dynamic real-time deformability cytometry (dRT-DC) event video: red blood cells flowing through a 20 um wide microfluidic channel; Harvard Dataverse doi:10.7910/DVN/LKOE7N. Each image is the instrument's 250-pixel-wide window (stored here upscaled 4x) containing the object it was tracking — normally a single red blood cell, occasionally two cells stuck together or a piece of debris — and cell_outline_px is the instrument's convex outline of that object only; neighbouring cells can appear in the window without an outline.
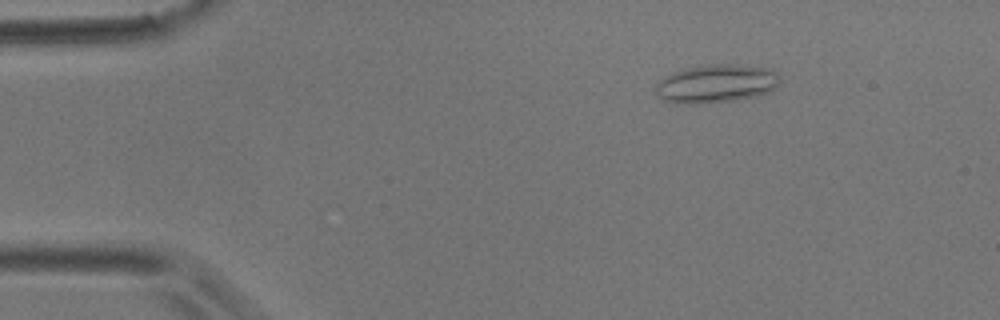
{"species": "common noctule bat (a hibernating species)", "species_latin": "Nyctalus noctula", "temperature_condition": "room temperature", "stored_images_in_passage": 51, "camera_frame_rate_fps": 3000, "um_per_image_px": 0.085, "animal": {"sex": "male", "body_mass_g": 17.9}, "frame": {"image": 1, "passage_image": 4, "time_ms": 1.0, "image_size_px": [1000, 320], "cell_outline_px": [[780, 80], [768, 92], [756, 96], [732, 100], [696, 104], [676, 104], [664, 100], [656, 92], [656, 84], [660, 80], [684, 68], [708, 64], [732, 64], [772, 68], [780, 76]], "centroid_in_image_um": [60.88, 7.1], "position_along_channel_um": 24.1, "area_um2": 27.57}}
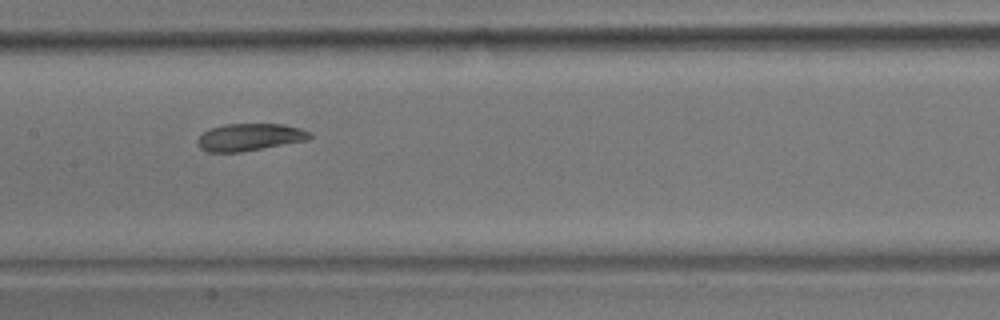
{"frame": {"image": 2, "passage_image": 23, "time_ms": 7.333, "image_size_px": [1000, 320], "cell_outline_px": [[312, 136], [308, 140], [240, 152], [208, 152], [200, 148], [196, 144], [196, 140], [204, 132], [212, 128], [224, 124], [284, 124], [300, 128], [312, 132]], "centroid_in_image_um": [21.23, 11.66], "position_along_channel_um": 186.2, "area_um2": 17.86}}
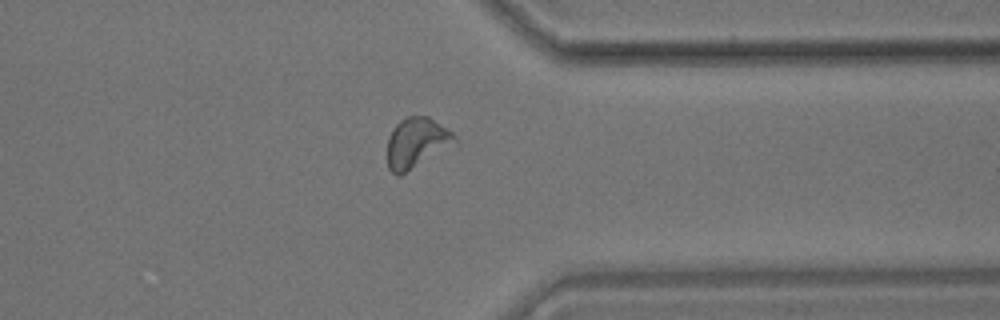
{"frame": {"image": 3, "passage_image": 39, "time_ms": 12.667, "image_size_px": [1000, 320], "cell_outline_px": [[460, 144], [400, 176], [396, 176], [388, 168], [388, 136], [392, 128], [400, 120], [408, 116], [428, 116], [448, 128], [456, 136]], "centroid_in_image_um": [35.47, 12.16], "position_along_channel_um": 375.9, "area_um2": 20.52}, "authors_computed_cell_mechanics": {"area_um2": 18.7272, "velocity_mm_per_s": 3.6532, "shape_relaxation_time_tau1_ms": null, "shape_relaxation_time_tau2_ms": 3.2556, "deformation_change_tau1": null, "deformation_change_tau2": 0.098}}